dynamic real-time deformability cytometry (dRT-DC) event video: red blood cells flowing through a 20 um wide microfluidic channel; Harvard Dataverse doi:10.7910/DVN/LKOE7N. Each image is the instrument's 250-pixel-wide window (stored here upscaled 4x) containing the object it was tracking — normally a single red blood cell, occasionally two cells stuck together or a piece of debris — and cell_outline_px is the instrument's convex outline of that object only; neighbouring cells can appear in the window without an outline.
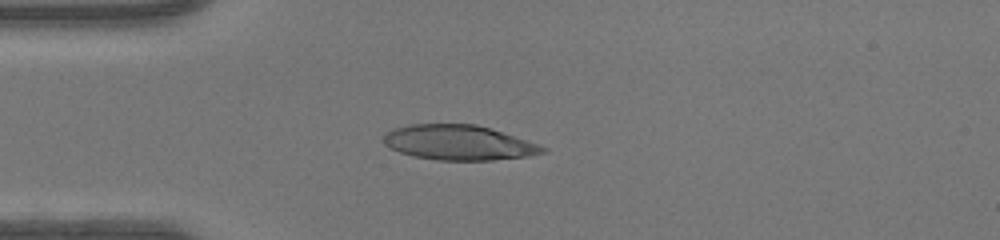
{"species": "human", "species_latin": "Homo sapiens", "temperature_condition": "warm", "stored_images_in_passage": 35, "camera_frame_rate_fps": 3000, "um_per_image_px": 0.085, "donor": {"sex": "female"}, "frame": {"image": 1, "passage_image": 1, "time_ms": 0.0, "image_size_px": [1000, 240], "cell_outline_px": [[548, 148], [544, 152], [528, 156], [492, 160], [436, 160], [416, 156], [400, 152], [388, 148], [384, 144], [384, 136], [392, 128], [412, 124], [476, 124]], "centroid_in_image_um": [38.93, 12.12], "position_along_channel_um": 46.1, "area_um2": 31.91}}
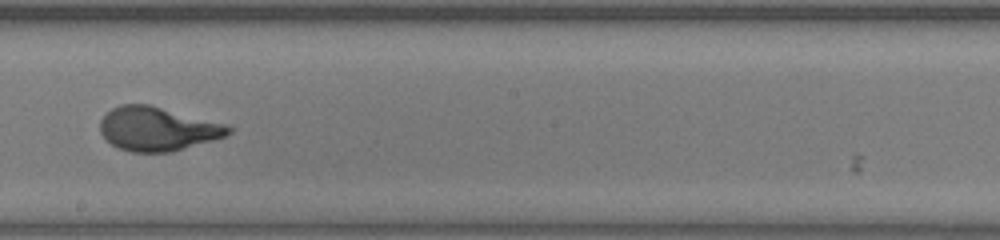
{"frame": {"image": 2, "passage_image": 15, "time_ms": 4.667, "image_size_px": [1000, 240], "cell_outline_px": [[232, 132], [224, 136], [212, 140], [172, 152], [132, 152], [120, 148], [112, 144], [100, 132], [100, 120], [112, 108], [120, 104], [148, 104], [232, 124]], "centroid_in_image_um": [13.45, 10.94], "position_along_channel_um": 234.8, "area_um2": 33.0}}
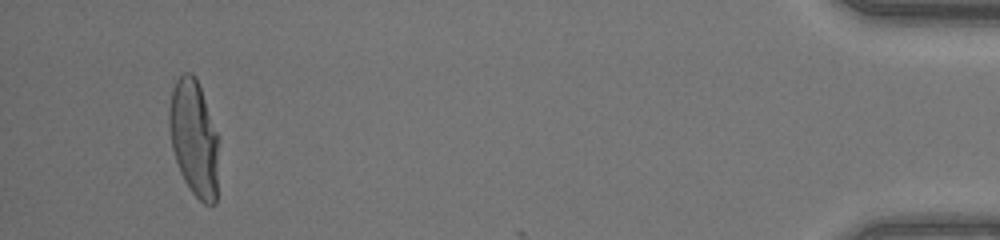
{"frame": {"image": 3, "passage_image": 33, "time_ms": 10.667, "image_size_px": [1000, 240], "cell_outline_px": [[220, 140], [216, 204], [204, 204], [192, 192], [184, 180], [180, 172], [172, 148], [168, 128], [168, 108], [172, 88], [176, 80], [184, 72], [192, 72], [196, 76]], "centroid_in_image_um": [16.5, 11.73], "position_along_channel_um": 418.7, "area_um2": 34.22}, "authors_computed_cell_mechanics": {"area_um2": 32.657, "velocity_mm_per_s": 4.421, "shape_relaxation_time_tau1_ms": 6.0246, "shape_relaxation_time_tau2_ms": null, "deformation_change_tau1": 0.309, "deformation_change_tau2": null}}